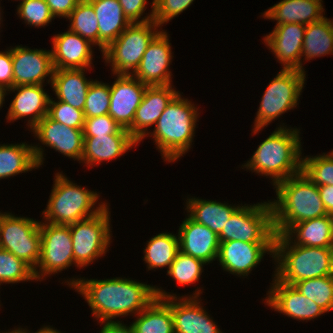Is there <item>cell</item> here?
<instances>
[{
  "label": "cell",
  "mask_w": 333,
  "mask_h": 333,
  "mask_svg": "<svg viewBox=\"0 0 333 333\" xmlns=\"http://www.w3.org/2000/svg\"><path fill=\"white\" fill-rule=\"evenodd\" d=\"M66 283L84 297L99 323L113 322V318L128 316L129 313L137 315L157 298L156 286L127 278H73Z\"/></svg>",
  "instance_id": "6da1fadb"
},
{
  "label": "cell",
  "mask_w": 333,
  "mask_h": 333,
  "mask_svg": "<svg viewBox=\"0 0 333 333\" xmlns=\"http://www.w3.org/2000/svg\"><path fill=\"white\" fill-rule=\"evenodd\" d=\"M272 206L275 234H284L293 224L328 215L318 186L302 172L275 185Z\"/></svg>",
  "instance_id": "7a4b0ae2"
},
{
  "label": "cell",
  "mask_w": 333,
  "mask_h": 333,
  "mask_svg": "<svg viewBox=\"0 0 333 333\" xmlns=\"http://www.w3.org/2000/svg\"><path fill=\"white\" fill-rule=\"evenodd\" d=\"M300 129L280 125L254 152L243 167L271 177L273 186L302 172Z\"/></svg>",
  "instance_id": "3957f363"
},
{
  "label": "cell",
  "mask_w": 333,
  "mask_h": 333,
  "mask_svg": "<svg viewBox=\"0 0 333 333\" xmlns=\"http://www.w3.org/2000/svg\"><path fill=\"white\" fill-rule=\"evenodd\" d=\"M273 258L275 278L289 285L333 275V248L292 245L284 234H275Z\"/></svg>",
  "instance_id": "277c9868"
},
{
  "label": "cell",
  "mask_w": 333,
  "mask_h": 333,
  "mask_svg": "<svg viewBox=\"0 0 333 333\" xmlns=\"http://www.w3.org/2000/svg\"><path fill=\"white\" fill-rule=\"evenodd\" d=\"M198 115V108L180 93L166 106L150 132L165 161L174 162L191 148Z\"/></svg>",
  "instance_id": "5b68a950"
},
{
  "label": "cell",
  "mask_w": 333,
  "mask_h": 333,
  "mask_svg": "<svg viewBox=\"0 0 333 333\" xmlns=\"http://www.w3.org/2000/svg\"><path fill=\"white\" fill-rule=\"evenodd\" d=\"M53 189L46 209L42 212L44 222L55 225H70L101 212L107 203H99V195L76 185L65 175L56 173Z\"/></svg>",
  "instance_id": "8992f818"
},
{
  "label": "cell",
  "mask_w": 333,
  "mask_h": 333,
  "mask_svg": "<svg viewBox=\"0 0 333 333\" xmlns=\"http://www.w3.org/2000/svg\"><path fill=\"white\" fill-rule=\"evenodd\" d=\"M305 76V72L296 69H282L277 73L262 96L252 131L254 134L298 105Z\"/></svg>",
  "instance_id": "52a82bcc"
},
{
  "label": "cell",
  "mask_w": 333,
  "mask_h": 333,
  "mask_svg": "<svg viewBox=\"0 0 333 333\" xmlns=\"http://www.w3.org/2000/svg\"><path fill=\"white\" fill-rule=\"evenodd\" d=\"M153 20L131 23L102 52L104 60L111 64L113 74H133L138 68L149 43L161 31ZM132 71V72H131Z\"/></svg>",
  "instance_id": "ba28073f"
},
{
  "label": "cell",
  "mask_w": 333,
  "mask_h": 333,
  "mask_svg": "<svg viewBox=\"0 0 333 333\" xmlns=\"http://www.w3.org/2000/svg\"><path fill=\"white\" fill-rule=\"evenodd\" d=\"M220 242L243 241L274 243L272 206L270 201L240 206L218 235Z\"/></svg>",
  "instance_id": "9c48e42d"
},
{
  "label": "cell",
  "mask_w": 333,
  "mask_h": 333,
  "mask_svg": "<svg viewBox=\"0 0 333 333\" xmlns=\"http://www.w3.org/2000/svg\"><path fill=\"white\" fill-rule=\"evenodd\" d=\"M108 207L92 217L69 225L75 266L86 267L107 252L112 236Z\"/></svg>",
  "instance_id": "30bf717a"
},
{
  "label": "cell",
  "mask_w": 333,
  "mask_h": 333,
  "mask_svg": "<svg viewBox=\"0 0 333 333\" xmlns=\"http://www.w3.org/2000/svg\"><path fill=\"white\" fill-rule=\"evenodd\" d=\"M0 247L35 269L41 253L40 221L0 212Z\"/></svg>",
  "instance_id": "8fae6325"
},
{
  "label": "cell",
  "mask_w": 333,
  "mask_h": 333,
  "mask_svg": "<svg viewBox=\"0 0 333 333\" xmlns=\"http://www.w3.org/2000/svg\"><path fill=\"white\" fill-rule=\"evenodd\" d=\"M41 253L34 269L36 280L67 269L74 263L72 237L69 225L40 222ZM39 268V271L37 270Z\"/></svg>",
  "instance_id": "7c38bea8"
},
{
  "label": "cell",
  "mask_w": 333,
  "mask_h": 333,
  "mask_svg": "<svg viewBox=\"0 0 333 333\" xmlns=\"http://www.w3.org/2000/svg\"><path fill=\"white\" fill-rule=\"evenodd\" d=\"M200 293L202 292L198 289L192 296L179 298L175 294L171 295L169 292L156 288L158 299L171 297V313L175 333H223L201 306Z\"/></svg>",
  "instance_id": "4fadbf2b"
},
{
  "label": "cell",
  "mask_w": 333,
  "mask_h": 333,
  "mask_svg": "<svg viewBox=\"0 0 333 333\" xmlns=\"http://www.w3.org/2000/svg\"><path fill=\"white\" fill-rule=\"evenodd\" d=\"M166 31H160L149 43L136 71L132 74L147 86H166L172 84V51Z\"/></svg>",
  "instance_id": "5bb4252c"
},
{
  "label": "cell",
  "mask_w": 333,
  "mask_h": 333,
  "mask_svg": "<svg viewBox=\"0 0 333 333\" xmlns=\"http://www.w3.org/2000/svg\"><path fill=\"white\" fill-rule=\"evenodd\" d=\"M12 50L13 87L21 85H43L46 77L52 82L54 66L51 50L30 49L15 46ZM50 75V76H49Z\"/></svg>",
  "instance_id": "9a60e30c"
},
{
  "label": "cell",
  "mask_w": 333,
  "mask_h": 333,
  "mask_svg": "<svg viewBox=\"0 0 333 333\" xmlns=\"http://www.w3.org/2000/svg\"><path fill=\"white\" fill-rule=\"evenodd\" d=\"M110 86V106L108 114L123 128L128 130L140 105L147 85L135 76L117 74Z\"/></svg>",
  "instance_id": "2e32d148"
},
{
  "label": "cell",
  "mask_w": 333,
  "mask_h": 333,
  "mask_svg": "<svg viewBox=\"0 0 333 333\" xmlns=\"http://www.w3.org/2000/svg\"><path fill=\"white\" fill-rule=\"evenodd\" d=\"M272 255L274 243H249L243 241L220 242L218 257L223 270L233 275L248 276L265 255Z\"/></svg>",
  "instance_id": "e0dca14e"
},
{
  "label": "cell",
  "mask_w": 333,
  "mask_h": 333,
  "mask_svg": "<svg viewBox=\"0 0 333 333\" xmlns=\"http://www.w3.org/2000/svg\"><path fill=\"white\" fill-rule=\"evenodd\" d=\"M273 285V286H272ZM268 296L267 306L296 320H312L326 313L315 302L301 294L294 285L278 281L275 277Z\"/></svg>",
  "instance_id": "ac0fdd59"
},
{
  "label": "cell",
  "mask_w": 333,
  "mask_h": 333,
  "mask_svg": "<svg viewBox=\"0 0 333 333\" xmlns=\"http://www.w3.org/2000/svg\"><path fill=\"white\" fill-rule=\"evenodd\" d=\"M306 25L301 23L276 25L264 42L272 50L282 69H296L305 72L301 60Z\"/></svg>",
  "instance_id": "d6986e66"
},
{
  "label": "cell",
  "mask_w": 333,
  "mask_h": 333,
  "mask_svg": "<svg viewBox=\"0 0 333 333\" xmlns=\"http://www.w3.org/2000/svg\"><path fill=\"white\" fill-rule=\"evenodd\" d=\"M42 144L73 160L81 161L84 145L83 129L67 127L46 115L32 129Z\"/></svg>",
  "instance_id": "ffe728a7"
},
{
  "label": "cell",
  "mask_w": 333,
  "mask_h": 333,
  "mask_svg": "<svg viewBox=\"0 0 333 333\" xmlns=\"http://www.w3.org/2000/svg\"><path fill=\"white\" fill-rule=\"evenodd\" d=\"M172 87L171 84L166 86H147L142 101L135 111L133 124L128 129L130 135L138 143L144 137L149 136L147 128L156 124L166 106L179 93Z\"/></svg>",
  "instance_id": "44dd1931"
},
{
  "label": "cell",
  "mask_w": 333,
  "mask_h": 333,
  "mask_svg": "<svg viewBox=\"0 0 333 333\" xmlns=\"http://www.w3.org/2000/svg\"><path fill=\"white\" fill-rule=\"evenodd\" d=\"M51 56L54 69H89L92 43L79 34L68 31L53 36Z\"/></svg>",
  "instance_id": "7402d4cb"
},
{
  "label": "cell",
  "mask_w": 333,
  "mask_h": 333,
  "mask_svg": "<svg viewBox=\"0 0 333 333\" xmlns=\"http://www.w3.org/2000/svg\"><path fill=\"white\" fill-rule=\"evenodd\" d=\"M180 251L206 264L217 259L220 246L219 237L210 228L196 223L189 216L178 230Z\"/></svg>",
  "instance_id": "603a6c76"
},
{
  "label": "cell",
  "mask_w": 333,
  "mask_h": 333,
  "mask_svg": "<svg viewBox=\"0 0 333 333\" xmlns=\"http://www.w3.org/2000/svg\"><path fill=\"white\" fill-rule=\"evenodd\" d=\"M8 91H17L8 109V121H15L27 116L29 118L27 125L32 129L48 115L50 96L45 92L43 85L14 86Z\"/></svg>",
  "instance_id": "cb8c5ba5"
},
{
  "label": "cell",
  "mask_w": 333,
  "mask_h": 333,
  "mask_svg": "<svg viewBox=\"0 0 333 333\" xmlns=\"http://www.w3.org/2000/svg\"><path fill=\"white\" fill-rule=\"evenodd\" d=\"M138 142L128 130L121 134L84 136L83 154L81 161L92 167L103 161L113 160L130 150Z\"/></svg>",
  "instance_id": "d4e9b609"
},
{
  "label": "cell",
  "mask_w": 333,
  "mask_h": 333,
  "mask_svg": "<svg viewBox=\"0 0 333 333\" xmlns=\"http://www.w3.org/2000/svg\"><path fill=\"white\" fill-rule=\"evenodd\" d=\"M42 147L38 145L0 144V180L39 168L43 164Z\"/></svg>",
  "instance_id": "484cf974"
},
{
  "label": "cell",
  "mask_w": 333,
  "mask_h": 333,
  "mask_svg": "<svg viewBox=\"0 0 333 333\" xmlns=\"http://www.w3.org/2000/svg\"><path fill=\"white\" fill-rule=\"evenodd\" d=\"M322 0H282L263 13V17L277 20L279 24L301 23L308 25L323 16Z\"/></svg>",
  "instance_id": "4316f807"
},
{
  "label": "cell",
  "mask_w": 333,
  "mask_h": 333,
  "mask_svg": "<svg viewBox=\"0 0 333 333\" xmlns=\"http://www.w3.org/2000/svg\"><path fill=\"white\" fill-rule=\"evenodd\" d=\"M86 69H55L51 87L57 99L83 110L91 79L85 77Z\"/></svg>",
  "instance_id": "83f0119b"
},
{
  "label": "cell",
  "mask_w": 333,
  "mask_h": 333,
  "mask_svg": "<svg viewBox=\"0 0 333 333\" xmlns=\"http://www.w3.org/2000/svg\"><path fill=\"white\" fill-rule=\"evenodd\" d=\"M93 7L99 27V48L103 52L131 22L118 0H87Z\"/></svg>",
  "instance_id": "f1b7e54d"
},
{
  "label": "cell",
  "mask_w": 333,
  "mask_h": 333,
  "mask_svg": "<svg viewBox=\"0 0 333 333\" xmlns=\"http://www.w3.org/2000/svg\"><path fill=\"white\" fill-rule=\"evenodd\" d=\"M284 235L295 245L333 248V217L325 215L301 221L293 224Z\"/></svg>",
  "instance_id": "f546056e"
},
{
  "label": "cell",
  "mask_w": 333,
  "mask_h": 333,
  "mask_svg": "<svg viewBox=\"0 0 333 333\" xmlns=\"http://www.w3.org/2000/svg\"><path fill=\"white\" fill-rule=\"evenodd\" d=\"M186 210L190 213L188 216L196 223L210 228L219 235L231 215L240 207L231 206L228 203H221L212 200H203L198 198H187Z\"/></svg>",
  "instance_id": "4dcf8cb0"
},
{
  "label": "cell",
  "mask_w": 333,
  "mask_h": 333,
  "mask_svg": "<svg viewBox=\"0 0 333 333\" xmlns=\"http://www.w3.org/2000/svg\"><path fill=\"white\" fill-rule=\"evenodd\" d=\"M131 327L134 333H175L171 297L156 298L147 308L137 314Z\"/></svg>",
  "instance_id": "1f68e13d"
},
{
  "label": "cell",
  "mask_w": 333,
  "mask_h": 333,
  "mask_svg": "<svg viewBox=\"0 0 333 333\" xmlns=\"http://www.w3.org/2000/svg\"><path fill=\"white\" fill-rule=\"evenodd\" d=\"M333 54V20L326 17L306 25L301 58L305 60Z\"/></svg>",
  "instance_id": "d6a6232c"
},
{
  "label": "cell",
  "mask_w": 333,
  "mask_h": 333,
  "mask_svg": "<svg viewBox=\"0 0 333 333\" xmlns=\"http://www.w3.org/2000/svg\"><path fill=\"white\" fill-rule=\"evenodd\" d=\"M179 238L172 233H160L152 237L144 249L143 260L147 263L149 270L163 268L170 265L179 253Z\"/></svg>",
  "instance_id": "836d02e7"
},
{
  "label": "cell",
  "mask_w": 333,
  "mask_h": 333,
  "mask_svg": "<svg viewBox=\"0 0 333 333\" xmlns=\"http://www.w3.org/2000/svg\"><path fill=\"white\" fill-rule=\"evenodd\" d=\"M68 19L71 22L69 27L71 32L77 33L93 45L99 46L98 19L92 5L87 0H81Z\"/></svg>",
  "instance_id": "e575fe53"
},
{
  "label": "cell",
  "mask_w": 333,
  "mask_h": 333,
  "mask_svg": "<svg viewBox=\"0 0 333 333\" xmlns=\"http://www.w3.org/2000/svg\"><path fill=\"white\" fill-rule=\"evenodd\" d=\"M294 286L326 313L333 310V275L299 281Z\"/></svg>",
  "instance_id": "d590c367"
},
{
  "label": "cell",
  "mask_w": 333,
  "mask_h": 333,
  "mask_svg": "<svg viewBox=\"0 0 333 333\" xmlns=\"http://www.w3.org/2000/svg\"><path fill=\"white\" fill-rule=\"evenodd\" d=\"M36 280L34 269L11 252L0 248V284Z\"/></svg>",
  "instance_id": "8d00e7d4"
},
{
  "label": "cell",
  "mask_w": 333,
  "mask_h": 333,
  "mask_svg": "<svg viewBox=\"0 0 333 333\" xmlns=\"http://www.w3.org/2000/svg\"><path fill=\"white\" fill-rule=\"evenodd\" d=\"M204 265V261L179 251L167 274L179 285L193 284L200 279Z\"/></svg>",
  "instance_id": "74e56055"
},
{
  "label": "cell",
  "mask_w": 333,
  "mask_h": 333,
  "mask_svg": "<svg viewBox=\"0 0 333 333\" xmlns=\"http://www.w3.org/2000/svg\"><path fill=\"white\" fill-rule=\"evenodd\" d=\"M302 173L318 187L333 185V151L302 158Z\"/></svg>",
  "instance_id": "f35d334b"
},
{
  "label": "cell",
  "mask_w": 333,
  "mask_h": 333,
  "mask_svg": "<svg viewBox=\"0 0 333 333\" xmlns=\"http://www.w3.org/2000/svg\"><path fill=\"white\" fill-rule=\"evenodd\" d=\"M109 106L110 85L92 80L84 104V117L92 118L108 114Z\"/></svg>",
  "instance_id": "ab89813d"
},
{
  "label": "cell",
  "mask_w": 333,
  "mask_h": 333,
  "mask_svg": "<svg viewBox=\"0 0 333 333\" xmlns=\"http://www.w3.org/2000/svg\"><path fill=\"white\" fill-rule=\"evenodd\" d=\"M17 13L30 26L44 27L54 18L45 0H21Z\"/></svg>",
  "instance_id": "60d3db41"
},
{
  "label": "cell",
  "mask_w": 333,
  "mask_h": 333,
  "mask_svg": "<svg viewBox=\"0 0 333 333\" xmlns=\"http://www.w3.org/2000/svg\"><path fill=\"white\" fill-rule=\"evenodd\" d=\"M48 116L56 122L76 129H83L85 117L83 110L74 108L62 101L50 97Z\"/></svg>",
  "instance_id": "b9f144b4"
},
{
  "label": "cell",
  "mask_w": 333,
  "mask_h": 333,
  "mask_svg": "<svg viewBox=\"0 0 333 333\" xmlns=\"http://www.w3.org/2000/svg\"><path fill=\"white\" fill-rule=\"evenodd\" d=\"M194 0H154L153 21L161 26L186 10Z\"/></svg>",
  "instance_id": "7bdbcfd3"
},
{
  "label": "cell",
  "mask_w": 333,
  "mask_h": 333,
  "mask_svg": "<svg viewBox=\"0 0 333 333\" xmlns=\"http://www.w3.org/2000/svg\"><path fill=\"white\" fill-rule=\"evenodd\" d=\"M123 129L109 114L85 118L84 136L121 134Z\"/></svg>",
  "instance_id": "ee69618b"
},
{
  "label": "cell",
  "mask_w": 333,
  "mask_h": 333,
  "mask_svg": "<svg viewBox=\"0 0 333 333\" xmlns=\"http://www.w3.org/2000/svg\"><path fill=\"white\" fill-rule=\"evenodd\" d=\"M123 8L124 15L131 23H145L153 20L154 16V0L152 2V12L146 17H142L146 10V0H118ZM141 19V20H140Z\"/></svg>",
  "instance_id": "f6af8a7d"
},
{
  "label": "cell",
  "mask_w": 333,
  "mask_h": 333,
  "mask_svg": "<svg viewBox=\"0 0 333 333\" xmlns=\"http://www.w3.org/2000/svg\"><path fill=\"white\" fill-rule=\"evenodd\" d=\"M0 85L10 89L13 87L12 50L0 51Z\"/></svg>",
  "instance_id": "bcb514c9"
},
{
  "label": "cell",
  "mask_w": 333,
  "mask_h": 333,
  "mask_svg": "<svg viewBox=\"0 0 333 333\" xmlns=\"http://www.w3.org/2000/svg\"><path fill=\"white\" fill-rule=\"evenodd\" d=\"M51 13L55 17L68 18L81 0H45Z\"/></svg>",
  "instance_id": "7dc6e473"
},
{
  "label": "cell",
  "mask_w": 333,
  "mask_h": 333,
  "mask_svg": "<svg viewBox=\"0 0 333 333\" xmlns=\"http://www.w3.org/2000/svg\"><path fill=\"white\" fill-rule=\"evenodd\" d=\"M318 190L327 214L333 216V185L319 186Z\"/></svg>",
  "instance_id": "c3c4849f"
},
{
  "label": "cell",
  "mask_w": 333,
  "mask_h": 333,
  "mask_svg": "<svg viewBox=\"0 0 333 333\" xmlns=\"http://www.w3.org/2000/svg\"><path fill=\"white\" fill-rule=\"evenodd\" d=\"M104 324L100 333H134L131 325L126 326L120 321L101 322Z\"/></svg>",
  "instance_id": "681fc988"
},
{
  "label": "cell",
  "mask_w": 333,
  "mask_h": 333,
  "mask_svg": "<svg viewBox=\"0 0 333 333\" xmlns=\"http://www.w3.org/2000/svg\"><path fill=\"white\" fill-rule=\"evenodd\" d=\"M14 331L16 333H30V332H28V330H25V329L22 330V328L14 329ZM35 333H61V332H59L57 329H53L49 326H45L43 328L41 327V329H39V331L37 330V332H35Z\"/></svg>",
  "instance_id": "f907efd6"
},
{
  "label": "cell",
  "mask_w": 333,
  "mask_h": 333,
  "mask_svg": "<svg viewBox=\"0 0 333 333\" xmlns=\"http://www.w3.org/2000/svg\"><path fill=\"white\" fill-rule=\"evenodd\" d=\"M6 91L8 92V89L6 87L0 85V108L2 107V104L4 103L3 101H5L4 98H5V95L7 94Z\"/></svg>",
  "instance_id": "816d5d0a"
},
{
  "label": "cell",
  "mask_w": 333,
  "mask_h": 333,
  "mask_svg": "<svg viewBox=\"0 0 333 333\" xmlns=\"http://www.w3.org/2000/svg\"><path fill=\"white\" fill-rule=\"evenodd\" d=\"M0 8H1V7H0ZM0 11H1V9H0ZM1 19H2V18H1V12H0V25H1V21H2Z\"/></svg>",
  "instance_id": "f5cc1de1"
},
{
  "label": "cell",
  "mask_w": 333,
  "mask_h": 333,
  "mask_svg": "<svg viewBox=\"0 0 333 333\" xmlns=\"http://www.w3.org/2000/svg\"><path fill=\"white\" fill-rule=\"evenodd\" d=\"M6 333H16V332L13 330V331H8V332H6Z\"/></svg>",
  "instance_id": "db71d44e"
}]
</instances>
